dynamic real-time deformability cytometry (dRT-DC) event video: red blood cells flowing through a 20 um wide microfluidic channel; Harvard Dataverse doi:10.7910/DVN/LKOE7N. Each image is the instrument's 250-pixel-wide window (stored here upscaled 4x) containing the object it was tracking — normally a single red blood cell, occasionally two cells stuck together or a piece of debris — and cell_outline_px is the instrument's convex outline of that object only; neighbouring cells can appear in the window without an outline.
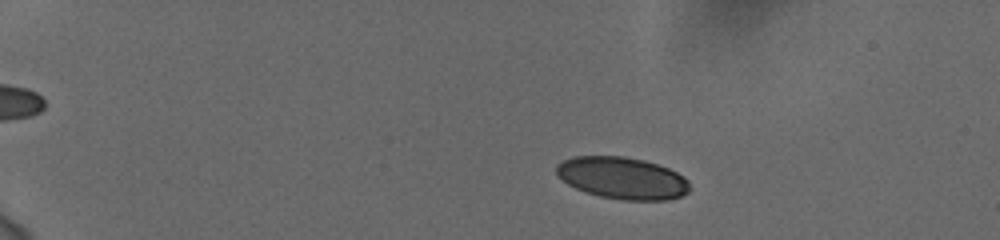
{"species": "human", "species_latin": "Homo sapiens", "temperature_condition": "cold", "stored_images_in_passage": 53, "camera_frame_rate_fps": 3000, "um_per_image_px": 0.085, "donor": {"sex": "female"}, "frame": {"image": 1, "passage_image": 8, "time_ms": 2.333, "image_size_px": [1000, 240], "cell_outline_px": [[692, 188], [688, 192], [680, 196], [668, 200], [624, 200], [600, 196], [576, 188], [568, 184], [556, 172], [556, 164], [572, 156], [624, 156], [644, 160], [668, 168], [684, 176], [688, 180]], "centroid_in_image_um": [52.93, 15.13], "position_along_channel_um": 32.1, "area_um2": 32.54}}
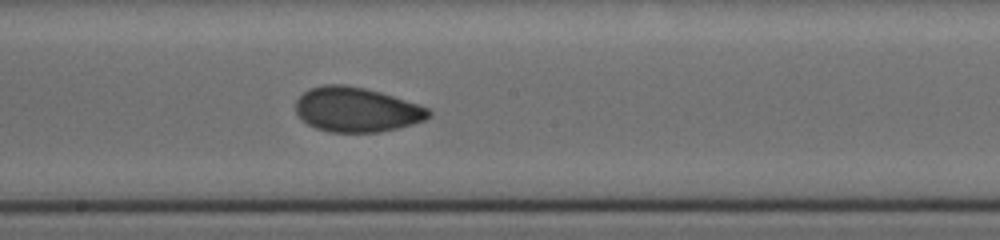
{"frame": {"image": 2, "passage_image": 31, "time_ms": 10.0, "image_size_px": [1000, 240], "cell_outline_px": [[432, 116], [424, 120], [412, 124], [380, 132], [328, 132], [316, 128], [308, 124], [296, 112], [296, 100], [308, 88], [324, 84], [344, 84], [364, 88], [380, 92], [428, 108], [432, 112]], "centroid_in_image_um": [30.29, 9.31], "position_along_channel_um": 217.9, "area_um2": 34.45}}
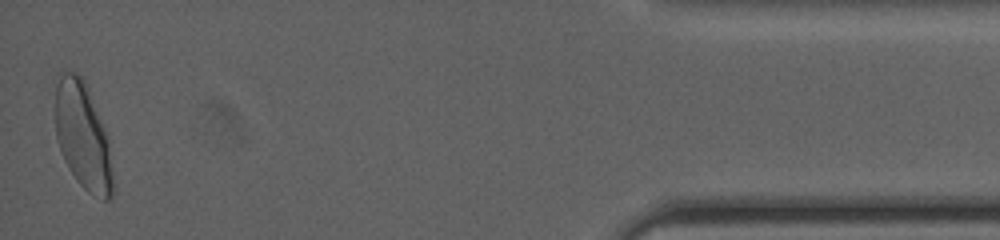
{"frame": {"image": 3, "passage_image": 53, "time_ms": 17.333, "image_size_px": [1000, 240], "cell_outline_px": [[112, 200], [104, 200], [88, 192], [76, 180], [68, 168], [64, 160], [56, 136], [56, 84], [60, 72], [76, 72], [84, 76], [104, 128], [108, 144], [112, 172]], "centroid_in_image_um": [7.03, 11.54], "position_along_channel_um": 428.2, "area_um2": 35.6}, "authors_computed_cell_mechanics": {"area_um2": 33.7552, "velocity_mm_per_s": 3.7513, "shape_relaxation_time_tau1_ms": 4.3852, "shape_relaxation_time_tau2_ms": 0.9911, "deformation_change_tau1": 0.1447, "deformation_change_tau2": 0.0483}}